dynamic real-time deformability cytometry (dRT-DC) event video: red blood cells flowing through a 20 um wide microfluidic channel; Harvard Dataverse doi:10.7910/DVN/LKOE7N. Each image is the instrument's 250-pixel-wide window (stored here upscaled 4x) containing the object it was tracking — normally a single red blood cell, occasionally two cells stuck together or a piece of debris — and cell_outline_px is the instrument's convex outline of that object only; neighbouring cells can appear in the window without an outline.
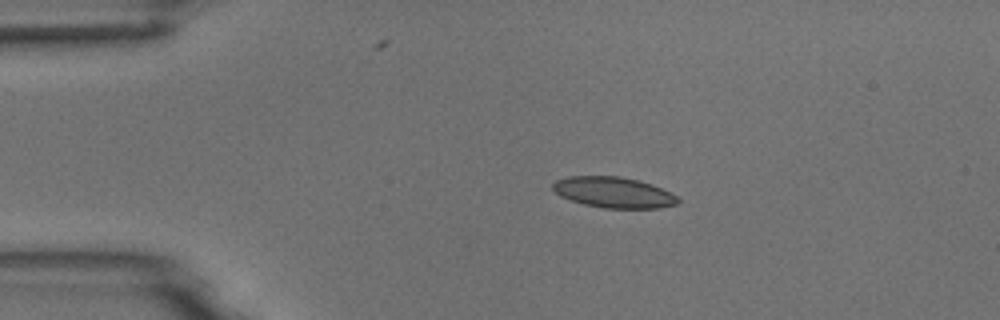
{"species": "common noctule bat (a hibernating species)", "species_latin": "Nyctalus noctula", "temperature_condition": "room temperature", "stored_images_in_passage": 44, "camera_frame_rate_fps": 3000, "um_per_image_px": 0.085, "animal": {"sex": "male", "body_mass_g": 18.8}, "frame": {"image": 1, "passage_image": 1, "time_ms": 0.0, "image_size_px": [1000, 320], "cell_outline_px": [[680, 200], [676, 204], [660, 208], [604, 208], [584, 204], [560, 196], [552, 188], [552, 184], [556, 180], [568, 176], [620, 176], [652, 184], [676, 196]], "centroid_in_image_um": [52.13, 16.35], "position_along_channel_um": 32.9, "area_um2": 22.25}}
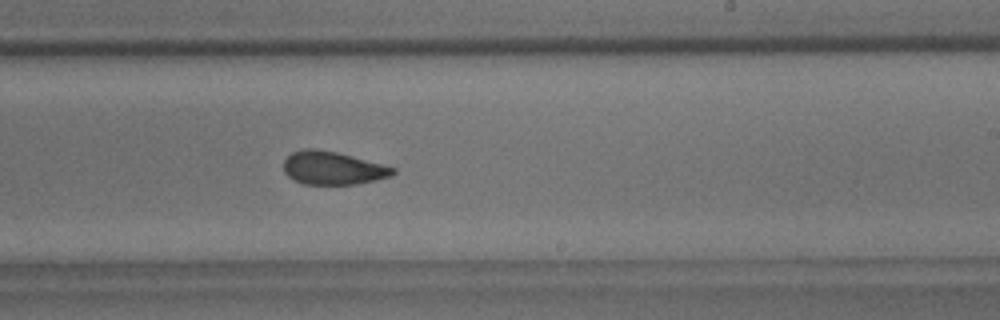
{"frame": {"image": 2, "passage_image": 23, "time_ms": 7.333, "image_size_px": [1000, 320], "cell_outline_px": [[396, 172], [392, 176], [376, 180], [356, 184], [304, 184], [292, 180], [284, 172], [284, 160], [292, 152], [308, 148], [312, 148], [336, 152], [352, 156], [396, 168]], "centroid_in_image_um": [28.28, 14.29], "position_along_channel_um": 260.7, "area_um2": 21.04}}
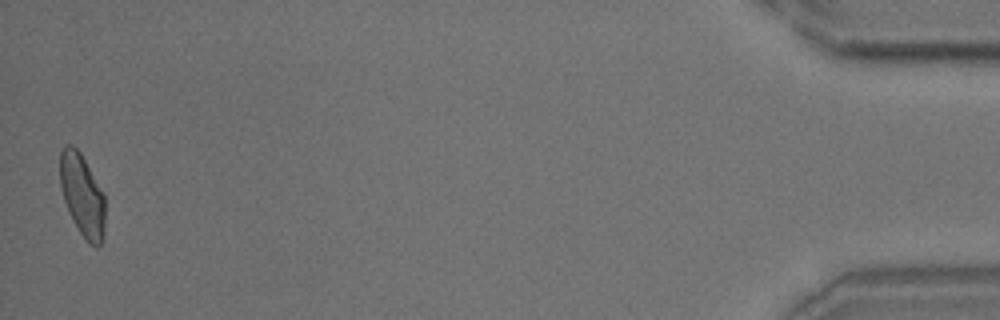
{"frame": {"image": 3, "passage_image": 44, "time_ms": 14.333, "image_size_px": [1000, 320], "cell_outline_px": [[104, 240], [96, 248], [88, 244], [72, 220], [68, 212], [64, 200], [60, 184], [60, 152], [64, 144], [72, 144], [80, 152], [104, 196]], "centroid_in_image_um": [6.98, 16.62], "position_along_channel_um": 428.2, "area_um2": 21.56}, "authors_computed_cell_mechanics": {"area_um2": 21.7906, "velocity_mm_per_s": 3.7013, "shape_relaxation_time_tau1_ms": 9.0057, "shape_relaxation_time_tau2_ms": 2.1304, "deformation_change_tau1": 0.1973, "deformation_change_tau2": 0.0716}}